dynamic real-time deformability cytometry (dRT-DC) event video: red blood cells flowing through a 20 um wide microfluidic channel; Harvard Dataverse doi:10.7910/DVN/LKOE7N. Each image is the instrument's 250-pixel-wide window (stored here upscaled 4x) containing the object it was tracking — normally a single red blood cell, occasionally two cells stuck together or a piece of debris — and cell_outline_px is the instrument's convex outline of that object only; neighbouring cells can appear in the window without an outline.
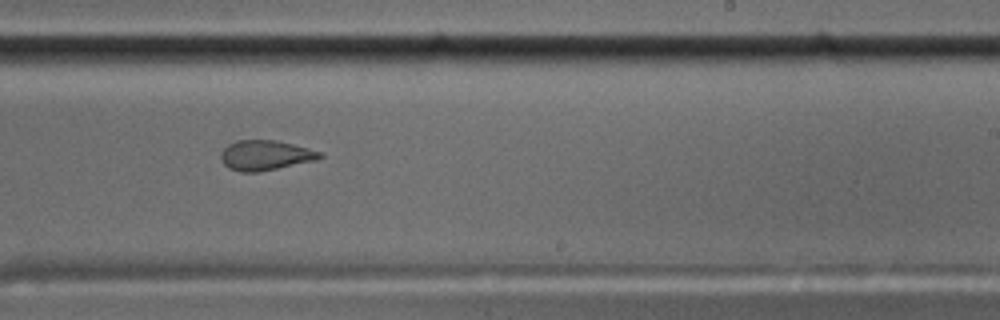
{"species": "common noctule bat (a hibernating species)", "species_latin": "Nyctalus noctula", "temperature_condition": "cold", "stored_images_in_passage": 38, "camera_frame_rate_fps": 3000, "um_per_image_px": 0.085, "animal": {"sex": "male", "body_mass_g": 17.5, "forearm_length_mm": 52.3}, "frame": {"image": 1, "passage_image": 17, "time_ms": 5.333, "image_size_px": [1000, 320], "cell_outline_px": [[324, 156], [316, 160], [260, 172], [240, 172], [228, 168], [220, 160], [220, 152], [228, 144], [236, 140], [276, 140], [308, 148], [320, 152]], "centroid_in_image_um": [22.51, 13.2], "position_along_channel_um": 266.5, "area_um2": 17.4}}